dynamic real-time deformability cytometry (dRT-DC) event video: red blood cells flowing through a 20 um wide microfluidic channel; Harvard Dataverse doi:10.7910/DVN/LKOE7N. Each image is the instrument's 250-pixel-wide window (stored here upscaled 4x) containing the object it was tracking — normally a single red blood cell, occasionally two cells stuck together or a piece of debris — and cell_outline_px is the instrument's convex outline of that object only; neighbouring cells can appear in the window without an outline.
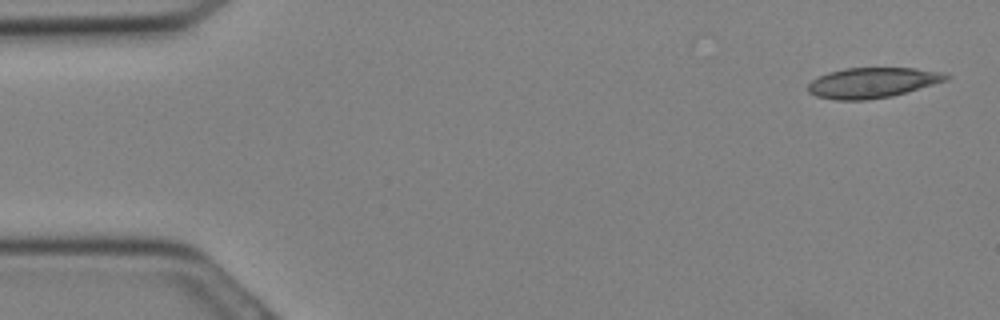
{"species": "Egyptian fruit bat (a non-hibernating species)", "species_latin": "Rousettus aegyptiacus", "temperature_condition": "cold", "stored_images_in_passage": 28, "camera_frame_rate_fps": 3000, "um_per_image_px": 0.085, "animal": {"sex": "female"}, "frame": {"image": 1, "passage_image": 1, "time_ms": 0.0, "image_size_px": [1000, 320], "cell_outline_px": [[952, 76], [948, 80], [892, 96], [864, 100], [836, 100], [816, 96], [808, 92], [808, 84], [812, 80], [828, 72], [844, 68], [916, 68], [944, 72]], "centroid_in_image_um": [74.18, 7.02], "position_along_channel_um": 10.8, "area_um2": 24.45}}
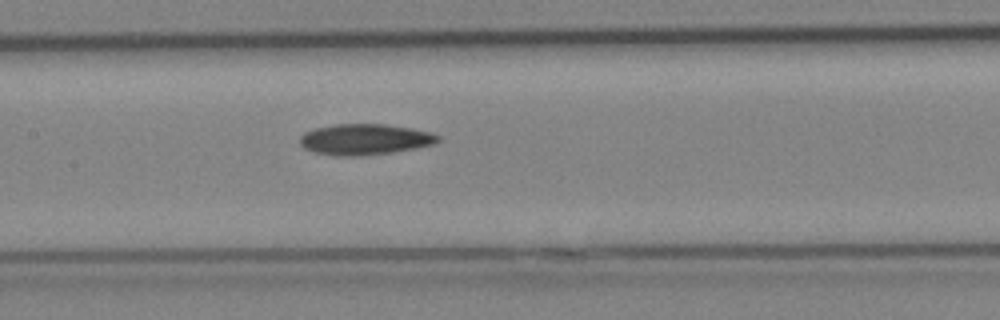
{"frame": {"image": 2, "passage_image": 14, "time_ms": 4.333, "image_size_px": [1000, 320], "cell_outline_px": [[440, 140], [432, 144], [416, 148], [392, 152], [360, 156], [332, 156], [316, 152], [304, 148], [300, 144], [300, 136], [304, 132], [316, 128], [336, 124], [384, 124], [412, 128], [432, 132], [440, 136]], "centroid_in_image_um": [31.01, 11.85], "position_along_channel_um": 176.4, "area_um2": 24.91}}
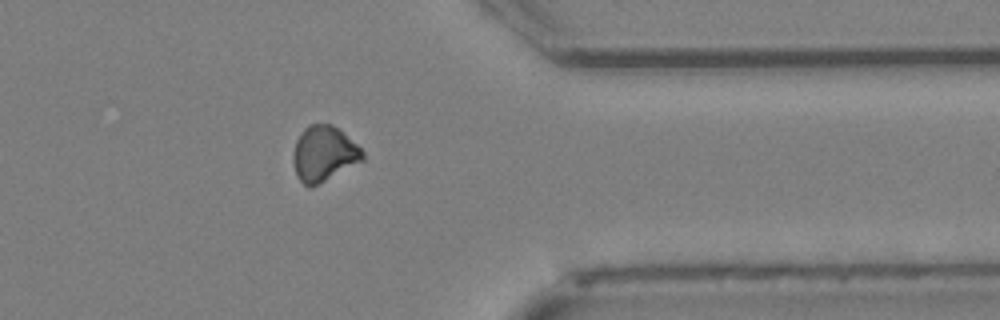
{"frame": {"image": 3, "passage_image": 24, "time_ms": 7.667, "image_size_px": [1000, 320], "cell_outline_px": [[364, 160], [312, 188], [308, 188], [296, 176], [292, 160], [292, 156], [296, 140], [300, 132], [308, 124], [332, 124], [356, 144], [364, 152]], "centroid_in_image_um": [27.49, 13.09], "position_along_channel_um": 383.9, "area_um2": 22.54}}